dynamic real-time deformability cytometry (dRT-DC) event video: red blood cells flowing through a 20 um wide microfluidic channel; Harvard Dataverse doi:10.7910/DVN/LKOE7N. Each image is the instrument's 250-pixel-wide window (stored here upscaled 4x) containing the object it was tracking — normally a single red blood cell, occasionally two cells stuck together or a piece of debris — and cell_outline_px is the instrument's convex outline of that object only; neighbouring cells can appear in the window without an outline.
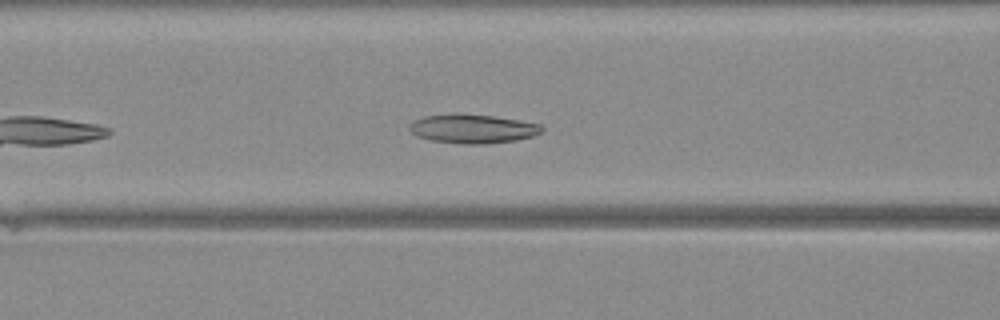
{"species": "Egyptian fruit bat (a non-hibernating species)", "species_latin": "Rousettus aegyptiacus", "temperature_condition": "warm", "stored_images_in_passage": 28, "camera_frame_rate_fps": 3000, "um_per_image_px": 0.085, "animal": {"sex": "female"}, "frame": {"image": 1, "passage_image": 7, "time_ms": 2.0, "image_size_px": [1000, 320], "cell_outline_px": [[544, 128], [540, 132], [532, 136], [516, 140], [484, 144], [464, 144], [432, 140], [416, 136], [408, 128], [416, 120], [424, 116], [448, 112], [456, 112], [492, 116], [540, 124]], "centroid_in_image_um": [40.14, 10.92], "position_along_channel_um": 126.5, "area_um2": 22.37}}
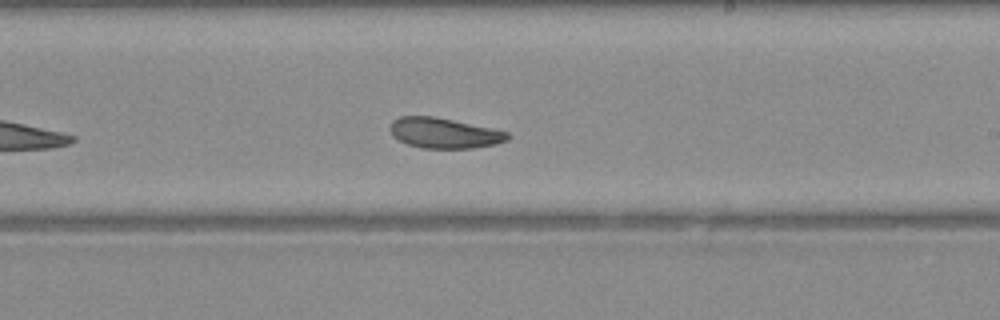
{"frame": {"image": 2, "passage_image": 15, "time_ms": 4.667, "image_size_px": [1000, 320], "cell_outline_px": [[512, 136], [508, 140], [492, 144], [472, 148], [424, 148], [408, 144], [392, 136], [392, 120], [400, 116], [436, 116], [492, 128], [508, 132]], "centroid_in_image_um": [37.78, 11.3], "position_along_channel_um": 251.2, "area_um2": 20.63}}
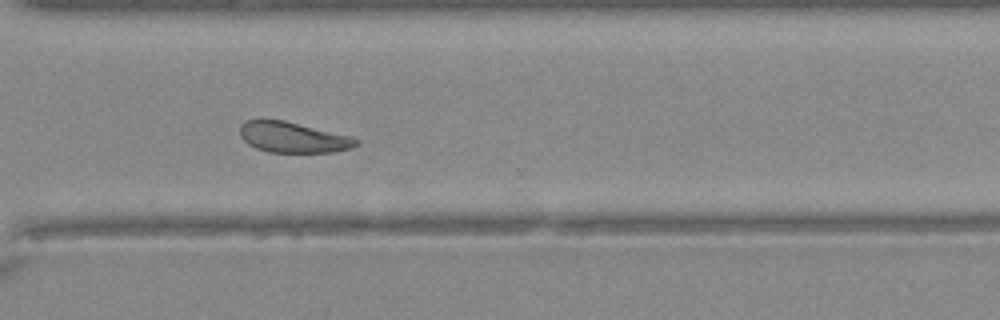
{"frame": {"image": 3, "passage_image": 21, "time_ms": 6.667, "image_size_px": [1000, 320], "cell_outline_px": [[360, 144], [352, 148], [336, 152], [268, 152], [256, 148], [248, 144], [240, 136], [240, 124], [244, 120], [284, 120], [352, 136], [360, 140]], "centroid_in_image_um": [24.94, 11.68], "position_along_channel_um": 345.7, "area_um2": 20.92}}